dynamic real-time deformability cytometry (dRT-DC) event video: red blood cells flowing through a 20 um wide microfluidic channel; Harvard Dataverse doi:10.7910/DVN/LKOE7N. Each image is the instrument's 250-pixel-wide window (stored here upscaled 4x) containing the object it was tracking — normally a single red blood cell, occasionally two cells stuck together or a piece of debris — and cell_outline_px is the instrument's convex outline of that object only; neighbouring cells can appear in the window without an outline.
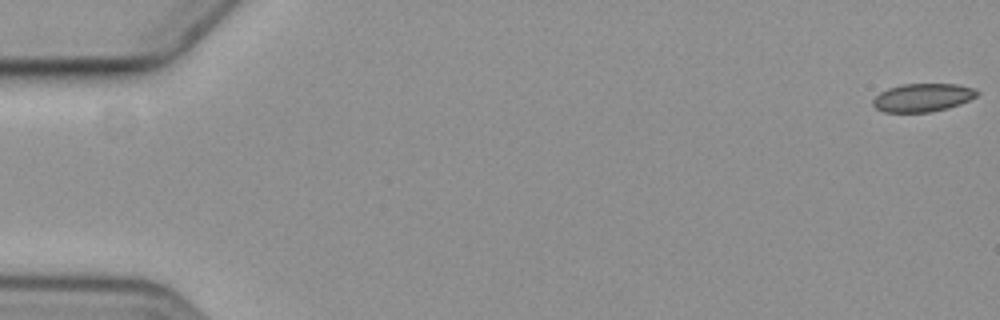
{"species": "common noctule bat (a hibernating species)", "species_latin": "Nyctalus noctula", "temperature_condition": "cold", "stored_images_in_passage": 7, "camera_frame_rate_fps": 3000, "um_per_image_px": 0.085, "animal": {"sex": "female", "body_mass_g": 19.3, "forearm_length_mm": 54.1}, "frame": {"image": 1, "passage_image": 1, "time_ms": 0.0, "image_size_px": [1000, 320], "cell_outline_px": [[980, 92], [976, 96], [960, 104], [948, 108], [928, 112], [884, 112], [876, 108], [872, 104], [872, 100], [880, 92], [888, 88], [900, 84], [956, 84], [976, 88]], "centroid_in_image_um": [78.43, 8.28], "position_along_channel_um": 6.6, "area_um2": 17.17}}
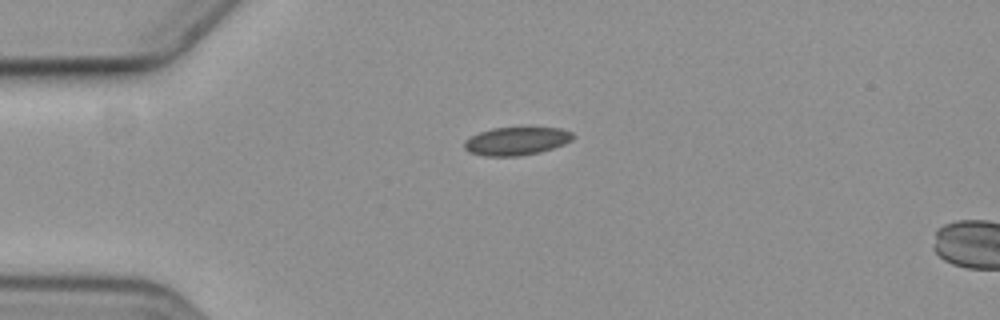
{"frame": {"image": 2, "passage_image": 5, "time_ms": 4.667, "image_size_px": [1000, 320], "cell_outline_px": [[576, 136], [572, 140], [564, 144], [540, 152], [520, 156], [484, 156], [468, 152], [464, 148], [464, 140], [480, 132], [492, 128], [560, 128], [572, 132]], "centroid_in_image_um": [43.9, 12.0], "position_along_channel_um": 41.1, "area_um2": 17.8}}
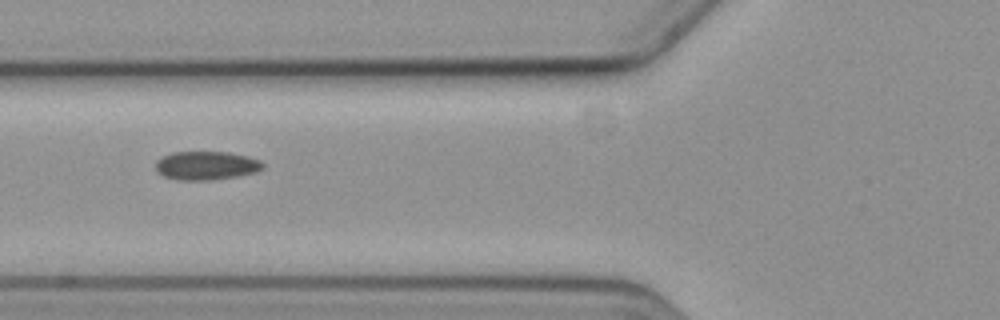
{"frame": {"image": 3, "passage_image": 7, "time_ms": 7.333, "image_size_px": [1000, 320], "cell_outline_px": [[264, 168], [256, 172], [236, 176], [212, 180], [180, 180], [164, 176], [156, 172], [156, 160], [172, 152], [228, 152], [248, 156], [260, 160], [264, 164]], "centroid_in_image_um": [17.54, 14.07], "position_along_channel_um": 108.3, "area_um2": 17.92}}